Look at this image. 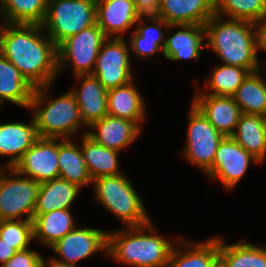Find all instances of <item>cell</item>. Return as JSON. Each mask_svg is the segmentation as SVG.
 I'll list each match as a JSON object with an SVG mask.
<instances>
[{
  "mask_svg": "<svg viewBox=\"0 0 266 267\" xmlns=\"http://www.w3.org/2000/svg\"><path fill=\"white\" fill-rule=\"evenodd\" d=\"M43 256L33 249L17 251L0 267H40Z\"/></svg>",
  "mask_w": 266,
  "mask_h": 267,
  "instance_id": "cell-36",
  "label": "cell"
},
{
  "mask_svg": "<svg viewBox=\"0 0 266 267\" xmlns=\"http://www.w3.org/2000/svg\"><path fill=\"white\" fill-rule=\"evenodd\" d=\"M107 232L97 228L76 227L49 247L59 256L52 258L77 267L78 261L87 259L95 252L107 255Z\"/></svg>",
  "mask_w": 266,
  "mask_h": 267,
  "instance_id": "cell-11",
  "label": "cell"
},
{
  "mask_svg": "<svg viewBox=\"0 0 266 267\" xmlns=\"http://www.w3.org/2000/svg\"><path fill=\"white\" fill-rule=\"evenodd\" d=\"M79 88L70 89L74 95L84 122L90 126L108 115L107 90L93 75H79Z\"/></svg>",
  "mask_w": 266,
  "mask_h": 267,
  "instance_id": "cell-20",
  "label": "cell"
},
{
  "mask_svg": "<svg viewBox=\"0 0 266 267\" xmlns=\"http://www.w3.org/2000/svg\"><path fill=\"white\" fill-rule=\"evenodd\" d=\"M81 154L92 180L102 176H115L122 173L119 170L118 153L120 152L96 143L85 132L80 137Z\"/></svg>",
  "mask_w": 266,
  "mask_h": 267,
  "instance_id": "cell-27",
  "label": "cell"
},
{
  "mask_svg": "<svg viewBox=\"0 0 266 267\" xmlns=\"http://www.w3.org/2000/svg\"><path fill=\"white\" fill-rule=\"evenodd\" d=\"M130 47L124 38H107L99 50L91 75L106 90L126 85L134 76L130 65Z\"/></svg>",
  "mask_w": 266,
  "mask_h": 267,
  "instance_id": "cell-10",
  "label": "cell"
},
{
  "mask_svg": "<svg viewBox=\"0 0 266 267\" xmlns=\"http://www.w3.org/2000/svg\"><path fill=\"white\" fill-rule=\"evenodd\" d=\"M13 169L38 183L58 178V138L39 137Z\"/></svg>",
  "mask_w": 266,
  "mask_h": 267,
  "instance_id": "cell-13",
  "label": "cell"
},
{
  "mask_svg": "<svg viewBox=\"0 0 266 267\" xmlns=\"http://www.w3.org/2000/svg\"><path fill=\"white\" fill-rule=\"evenodd\" d=\"M33 118L31 122H7L0 124V156H9L5 167L13 168L22 155L38 139Z\"/></svg>",
  "mask_w": 266,
  "mask_h": 267,
  "instance_id": "cell-22",
  "label": "cell"
},
{
  "mask_svg": "<svg viewBox=\"0 0 266 267\" xmlns=\"http://www.w3.org/2000/svg\"><path fill=\"white\" fill-rule=\"evenodd\" d=\"M48 0H4L0 4L2 23L42 25Z\"/></svg>",
  "mask_w": 266,
  "mask_h": 267,
  "instance_id": "cell-32",
  "label": "cell"
},
{
  "mask_svg": "<svg viewBox=\"0 0 266 267\" xmlns=\"http://www.w3.org/2000/svg\"><path fill=\"white\" fill-rule=\"evenodd\" d=\"M166 267H214L219 262V237L196 242L179 238ZM183 249H182V248Z\"/></svg>",
  "mask_w": 266,
  "mask_h": 267,
  "instance_id": "cell-19",
  "label": "cell"
},
{
  "mask_svg": "<svg viewBox=\"0 0 266 267\" xmlns=\"http://www.w3.org/2000/svg\"><path fill=\"white\" fill-rule=\"evenodd\" d=\"M72 209H57L46 214H33V239L51 247L77 227Z\"/></svg>",
  "mask_w": 266,
  "mask_h": 267,
  "instance_id": "cell-24",
  "label": "cell"
},
{
  "mask_svg": "<svg viewBox=\"0 0 266 267\" xmlns=\"http://www.w3.org/2000/svg\"><path fill=\"white\" fill-rule=\"evenodd\" d=\"M40 183L5 167L0 174V220L33 219Z\"/></svg>",
  "mask_w": 266,
  "mask_h": 267,
  "instance_id": "cell-7",
  "label": "cell"
},
{
  "mask_svg": "<svg viewBox=\"0 0 266 267\" xmlns=\"http://www.w3.org/2000/svg\"><path fill=\"white\" fill-rule=\"evenodd\" d=\"M219 261L224 267H266V248L245 240L226 244L219 237Z\"/></svg>",
  "mask_w": 266,
  "mask_h": 267,
  "instance_id": "cell-30",
  "label": "cell"
},
{
  "mask_svg": "<svg viewBox=\"0 0 266 267\" xmlns=\"http://www.w3.org/2000/svg\"><path fill=\"white\" fill-rule=\"evenodd\" d=\"M92 185L95 199L122 221L125 227H139L151 221L141 197L122 173L96 178Z\"/></svg>",
  "mask_w": 266,
  "mask_h": 267,
  "instance_id": "cell-5",
  "label": "cell"
},
{
  "mask_svg": "<svg viewBox=\"0 0 266 267\" xmlns=\"http://www.w3.org/2000/svg\"><path fill=\"white\" fill-rule=\"evenodd\" d=\"M0 238L17 251L29 249L33 241L32 220H0Z\"/></svg>",
  "mask_w": 266,
  "mask_h": 267,
  "instance_id": "cell-35",
  "label": "cell"
},
{
  "mask_svg": "<svg viewBox=\"0 0 266 267\" xmlns=\"http://www.w3.org/2000/svg\"><path fill=\"white\" fill-rule=\"evenodd\" d=\"M215 14L255 23L266 15V0H215Z\"/></svg>",
  "mask_w": 266,
  "mask_h": 267,
  "instance_id": "cell-34",
  "label": "cell"
},
{
  "mask_svg": "<svg viewBox=\"0 0 266 267\" xmlns=\"http://www.w3.org/2000/svg\"><path fill=\"white\" fill-rule=\"evenodd\" d=\"M51 86L34 89L28 107L31 111L36 109L32 118L37 135L40 138L72 139V136H76L79 128L82 126L89 128V126L84 122L71 91H67L55 99H49Z\"/></svg>",
  "mask_w": 266,
  "mask_h": 267,
  "instance_id": "cell-4",
  "label": "cell"
},
{
  "mask_svg": "<svg viewBox=\"0 0 266 267\" xmlns=\"http://www.w3.org/2000/svg\"><path fill=\"white\" fill-rule=\"evenodd\" d=\"M88 131L87 135L96 143L120 152L130 146L142 130L136 122L106 115L101 120L93 122Z\"/></svg>",
  "mask_w": 266,
  "mask_h": 267,
  "instance_id": "cell-15",
  "label": "cell"
},
{
  "mask_svg": "<svg viewBox=\"0 0 266 267\" xmlns=\"http://www.w3.org/2000/svg\"><path fill=\"white\" fill-rule=\"evenodd\" d=\"M96 23V0H48L42 23L58 47L67 38Z\"/></svg>",
  "mask_w": 266,
  "mask_h": 267,
  "instance_id": "cell-6",
  "label": "cell"
},
{
  "mask_svg": "<svg viewBox=\"0 0 266 267\" xmlns=\"http://www.w3.org/2000/svg\"><path fill=\"white\" fill-rule=\"evenodd\" d=\"M249 73L245 68L221 63V65L215 66L213 72L205 78L207 82L204 86L209 91L205 92L198 89L196 94L232 96Z\"/></svg>",
  "mask_w": 266,
  "mask_h": 267,
  "instance_id": "cell-33",
  "label": "cell"
},
{
  "mask_svg": "<svg viewBox=\"0 0 266 267\" xmlns=\"http://www.w3.org/2000/svg\"><path fill=\"white\" fill-rule=\"evenodd\" d=\"M34 89L20 71L0 55V106L8 101L28 109Z\"/></svg>",
  "mask_w": 266,
  "mask_h": 267,
  "instance_id": "cell-28",
  "label": "cell"
},
{
  "mask_svg": "<svg viewBox=\"0 0 266 267\" xmlns=\"http://www.w3.org/2000/svg\"><path fill=\"white\" fill-rule=\"evenodd\" d=\"M0 55L36 89L58 75L57 46L38 24L0 23Z\"/></svg>",
  "mask_w": 266,
  "mask_h": 267,
  "instance_id": "cell-1",
  "label": "cell"
},
{
  "mask_svg": "<svg viewBox=\"0 0 266 267\" xmlns=\"http://www.w3.org/2000/svg\"><path fill=\"white\" fill-rule=\"evenodd\" d=\"M136 28L129 37L130 52L135 53L139 59H149L158 51L163 53L166 38L164 30L169 31L174 25L156 15H142L136 23ZM163 28L166 29L162 30Z\"/></svg>",
  "mask_w": 266,
  "mask_h": 267,
  "instance_id": "cell-18",
  "label": "cell"
},
{
  "mask_svg": "<svg viewBox=\"0 0 266 267\" xmlns=\"http://www.w3.org/2000/svg\"><path fill=\"white\" fill-rule=\"evenodd\" d=\"M80 187L62 178L40 183L33 214H46L57 209H71Z\"/></svg>",
  "mask_w": 266,
  "mask_h": 267,
  "instance_id": "cell-25",
  "label": "cell"
},
{
  "mask_svg": "<svg viewBox=\"0 0 266 267\" xmlns=\"http://www.w3.org/2000/svg\"><path fill=\"white\" fill-rule=\"evenodd\" d=\"M224 137L192 104L188 115L187 143L181 154L206 174L213 165L216 150Z\"/></svg>",
  "mask_w": 266,
  "mask_h": 267,
  "instance_id": "cell-9",
  "label": "cell"
},
{
  "mask_svg": "<svg viewBox=\"0 0 266 267\" xmlns=\"http://www.w3.org/2000/svg\"><path fill=\"white\" fill-rule=\"evenodd\" d=\"M231 137L263 163L266 156V117L242 113Z\"/></svg>",
  "mask_w": 266,
  "mask_h": 267,
  "instance_id": "cell-26",
  "label": "cell"
},
{
  "mask_svg": "<svg viewBox=\"0 0 266 267\" xmlns=\"http://www.w3.org/2000/svg\"><path fill=\"white\" fill-rule=\"evenodd\" d=\"M141 16L133 0H96V23L107 38H123Z\"/></svg>",
  "mask_w": 266,
  "mask_h": 267,
  "instance_id": "cell-14",
  "label": "cell"
},
{
  "mask_svg": "<svg viewBox=\"0 0 266 267\" xmlns=\"http://www.w3.org/2000/svg\"><path fill=\"white\" fill-rule=\"evenodd\" d=\"M155 230L150 221L143 226L107 232L106 256L131 267H166L175 242L156 235Z\"/></svg>",
  "mask_w": 266,
  "mask_h": 267,
  "instance_id": "cell-3",
  "label": "cell"
},
{
  "mask_svg": "<svg viewBox=\"0 0 266 267\" xmlns=\"http://www.w3.org/2000/svg\"><path fill=\"white\" fill-rule=\"evenodd\" d=\"M107 39L97 23L64 40L57 47L58 73L66 65L75 76L91 75L102 43ZM73 68V69H72Z\"/></svg>",
  "mask_w": 266,
  "mask_h": 267,
  "instance_id": "cell-8",
  "label": "cell"
},
{
  "mask_svg": "<svg viewBox=\"0 0 266 267\" xmlns=\"http://www.w3.org/2000/svg\"><path fill=\"white\" fill-rule=\"evenodd\" d=\"M17 250L0 238V265L7 262Z\"/></svg>",
  "mask_w": 266,
  "mask_h": 267,
  "instance_id": "cell-39",
  "label": "cell"
},
{
  "mask_svg": "<svg viewBox=\"0 0 266 267\" xmlns=\"http://www.w3.org/2000/svg\"><path fill=\"white\" fill-rule=\"evenodd\" d=\"M141 15H155L162 0H133Z\"/></svg>",
  "mask_w": 266,
  "mask_h": 267,
  "instance_id": "cell-37",
  "label": "cell"
},
{
  "mask_svg": "<svg viewBox=\"0 0 266 267\" xmlns=\"http://www.w3.org/2000/svg\"><path fill=\"white\" fill-rule=\"evenodd\" d=\"M215 14V0H162L157 17L170 25H200Z\"/></svg>",
  "mask_w": 266,
  "mask_h": 267,
  "instance_id": "cell-17",
  "label": "cell"
},
{
  "mask_svg": "<svg viewBox=\"0 0 266 267\" xmlns=\"http://www.w3.org/2000/svg\"><path fill=\"white\" fill-rule=\"evenodd\" d=\"M251 160L254 164H261L231 136H227L220 142L213 165L206 175L213 180H220L226 189L235 188L248 170Z\"/></svg>",
  "mask_w": 266,
  "mask_h": 267,
  "instance_id": "cell-12",
  "label": "cell"
},
{
  "mask_svg": "<svg viewBox=\"0 0 266 267\" xmlns=\"http://www.w3.org/2000/svg\"><path fill=\"white\" fill-rule=\"evenodd\" d=\"M134 81L107 90L108 115L136 122L141 127L145 120V100Z\"/></svg>",
  "mask_w": 266,
  "mask_h": 267,
  "instance_id": "cell-23",
  "label": "cell"
},
{
  "mask_svg": "<svg viewBox=\"0 0 266 267\" xmlns=\"http://www.w3.org/2000/svg\"><path fill=\"white\" fill-rule=\"evenodd\" d=\"M205 45L222 64L238 66L250 73L261 69L252 22L229 19L214 14L205 24Z\"/></svg>",
  "mask_w": 266,
  "mask_h": 267,
  "instance_id": "cell-2",
  "label": "cell"
},
{
  "mask_svg": "<svg viewBox=\"0 0 266 267\" xmlns=\"http://www.w3.org/2000/svg\"><path fill=\"white\" fill-rule=\"evenodd\" d=\"M214 267H224L223 264L219 261Z\"/></svg>",
  "mask_w": 266,
  "mask_h": 267,
  "instance_id": "cell-41",
  "label": "cell"
},
{
  "mask_svg": "<svg viewBox=\"0 0 266 267\" xmlns=\"http://www.w3.org/2000/svg\"><path fill=\"white\" fill-rule=\"evenodd\" d=\"M260 73H249L232 97L242 113L266 117V80Z\"/></svg>",
  "mask_w": 266,
  "mask_h": 267,
  "instance_id": "cell-31",
  "label": "cell"
},
{
  "mask_svg": "<svg viewBox=\"0 0 266 267\" xmlns=\"http://www.w3.org/2000/svg\"><path fill=\"white\" fill-rule=\"evenodd\" d=\"M40 267H75V266H71L65 263L58 262L54 258L51 257L47 261L44 258H42Z\"/></svg>",
  "mask_w": 266,
  "mask_h": 267,
  "instance_id": "cell-40",
  "label": "cell"
},
{
  "mask_svg": "<svg viewBox=\"0 0 266 267\" xmlns=\"http://www.w3.org/2000/svg\"><path fill=\"white\" fill-rule=\"evenodd\" d=\"M257 52L259 50L266 51V15L255 23Z\"/></svg>",
  "mask_w": 266,
  "mask_h": 267,
  "instance_id": "cell-38",
  "label": "cell"
},
{
  "mask_svg": "<svg viewBox=\"0 0 266 267\" xmlns=\"http://www.w3.org/2000/svg\"><path fill=\"white\" fill-rule=\"evenodd\" d=\"M58 164L59 178L74 183L80 188L92 184L93 180L83 161L80 146L75 141L58 138Z\"/></svg>",
  "mask_w": 266,
  "mask_h": 267,
  "instance_id": "cell-29",
  "label": "cell"
},
{
  "mask_svg": "<svg viewBox=\"0 0 266 267\" xmlns=\"http://www.w3.org/2000/svg\"><path fill=\"white\" fill-rule=\"evenodd\" d=\"M177 28L175 34L166 31L165 45L163 48V56L168 60H199L201 57V49L205 40V27L200 25H174Z\"/></svg>",
  "mask_w": 266,
  "mask_h": 267,
  "instance_id": "cell-21",
  "label": "cell"
},
{
  "mask_svg": "<svg viewBox=\"0 0 266 267\" xmlns=\"http://www.w3.org/2000/svg\"><path fill=\"white\" fill-rule=\"evenodd\" d=\"M192 104L223 136H231L242 114L232 96L196 94Z\"/></svg>",
  "mask_w": 266,
  "mask_h": 267,
  "instance_id": "cell-16",
  "label": "cell"
}]
</instances>
